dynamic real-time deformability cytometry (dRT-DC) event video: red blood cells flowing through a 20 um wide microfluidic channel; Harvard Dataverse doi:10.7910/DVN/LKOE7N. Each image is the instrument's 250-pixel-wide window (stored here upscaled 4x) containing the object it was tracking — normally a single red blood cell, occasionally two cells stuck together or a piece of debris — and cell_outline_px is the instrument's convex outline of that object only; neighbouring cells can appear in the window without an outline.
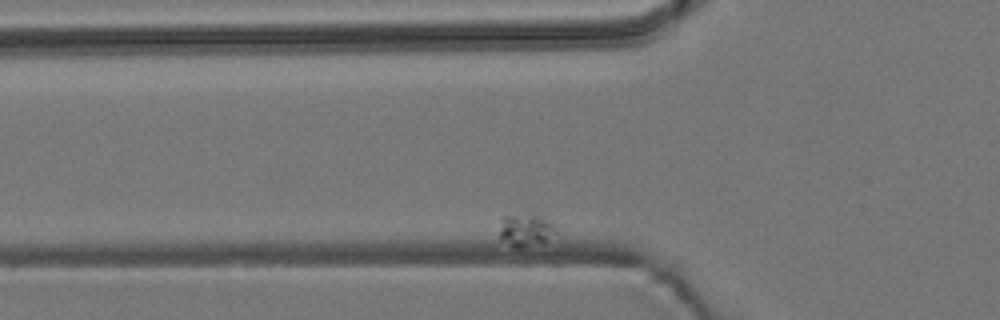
{"species": "common noctule bat (a hibernating species)", "species_latin": "Nyctalus noctula", "temperature_condition": "room temperature", "stored_images_in_passage": 55, "camera_frame_rate_fps": 3000, "um_per_image_px": 0.085, "animal": {"sex": "male", "body_mass_g": 19.2, "forearm_length_mm": 51.8}, "frame": {"image": 1, "passage_image": 2, "time_ms": 0.333, "image_size_px": [1000, 320], "cell_outline_px": [[556, 232], [544, 244], [520, 248], [512, 248], [500, 240], [500, 216], [540, 216], [548, 220], [556, 228]], "centroid_in_image_um": [44.66, 19.63], "position_along_channel_um": 81.1, "area_um2": 10.81}}
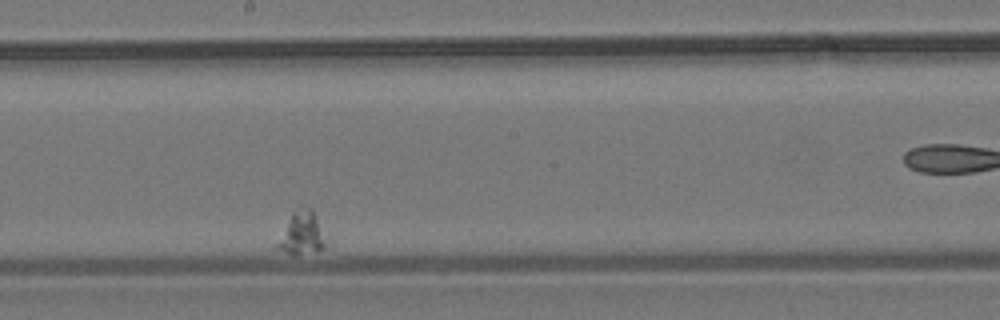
{"frame": {"image": 2, "passage_image": 25, "time_ms": 8.0, "image_size_px": [1000, 320], "cell_outline_px": [[324, 248], [296, 256], [292, 256], [272, 248], [292, 212], [300, 204], [304, 204], [312, 208], [324, 240]], "centroid_in_image_um": [25.53, 19.83], "position_along_channel_um": 222.7, "area_um2": 12.31}}
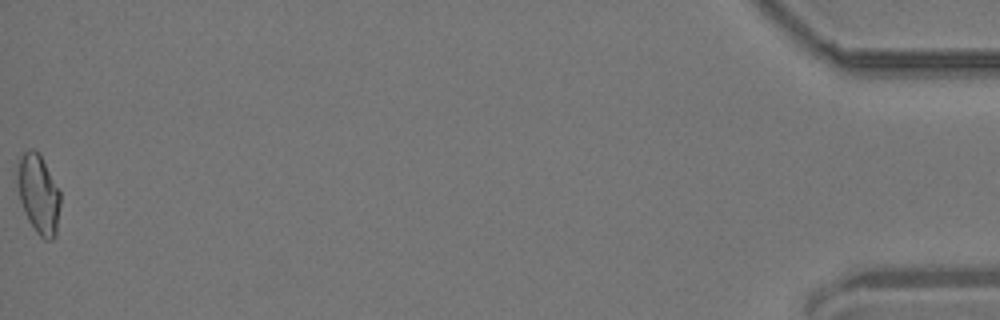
{"frame": {"image": 3, "passage_image": 55, "time_ms": 18.0, "image_size_px": [1000, 320], "cell_outline_px": [[60, 204], [56, 236], [52, 240], [44, 240], [36, 232], [28, 220], [24, 212], [20, 200], [16, 180], [16, 168], [20, 156], [28, 148], [32, 148], [40, 156], [60, 192]], "centroid_in_image_um": [3.25, 16.52], "position_along_channel_um": 432.0, "area_um2": 19.83}}